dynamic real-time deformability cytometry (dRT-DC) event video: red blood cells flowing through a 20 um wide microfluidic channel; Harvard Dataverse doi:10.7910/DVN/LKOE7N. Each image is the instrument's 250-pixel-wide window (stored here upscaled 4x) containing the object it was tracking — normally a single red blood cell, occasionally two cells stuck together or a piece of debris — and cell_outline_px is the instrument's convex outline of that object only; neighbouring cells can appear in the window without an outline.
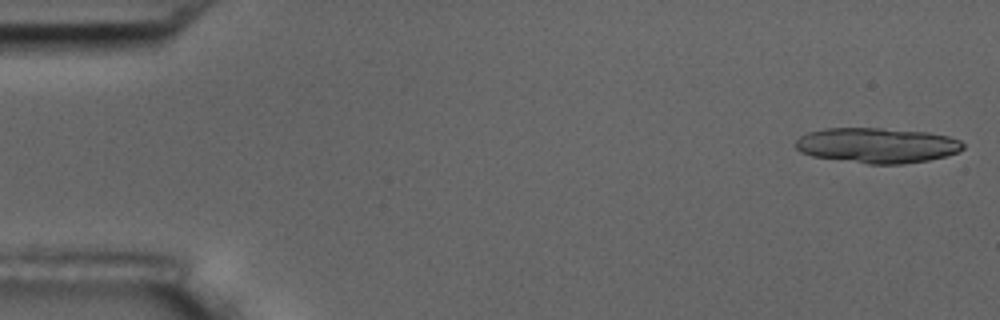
{"species": "common noctule bat (a hibernating species)", "species_latin": "Nyctalus noctula", "temperature_condition": "room temperature", "stored_images_in_passage": 15, "camera_frame_rate_fps": 3000, "um_per_image_px": 0.085, "animal": {"sex": "male", "body_mass_g": 17.5, "forearm_length_mm": 52.3}, "frame": {"image": 1, "passage_image": 1, "time_ms": 0.0, "image_size_px": [1000, 320], "cell_outline_px": [[964, 148], [960, 152], [928, 160], [900, 164], [868, 164], [812, 156], [800, 152], [796, 148], [796, 140], [800, 136], [808, 132], [824, 128], [880, 128], [928, 132], [948, 136], [960, 140], [964, 144]], "centroid_in_image_um": [74.55, 12.35], "position_along_channel_um": 10.4, "area_um2": 34.45}}